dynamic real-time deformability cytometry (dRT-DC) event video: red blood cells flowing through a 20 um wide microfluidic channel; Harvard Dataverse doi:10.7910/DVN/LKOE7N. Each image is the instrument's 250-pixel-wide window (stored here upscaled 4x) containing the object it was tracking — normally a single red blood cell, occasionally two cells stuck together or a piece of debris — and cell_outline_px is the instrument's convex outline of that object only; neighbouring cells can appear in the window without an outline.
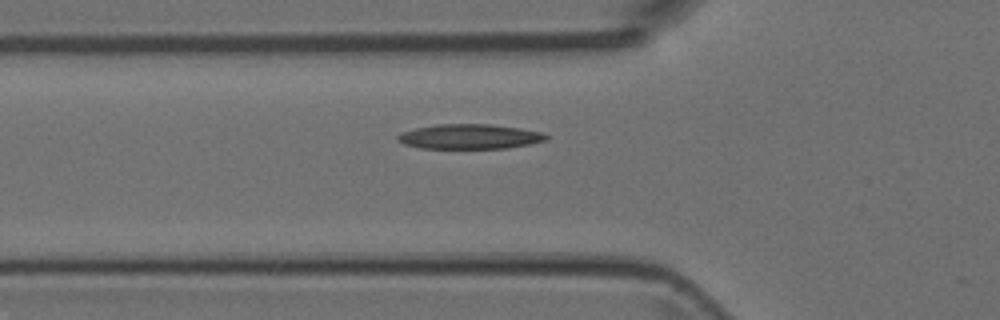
{"species": "Egyptian fruit bat (a non-hibernating species)", "species_latin": "Rousettus aegyptiacus", "temperature_condition": "room temperature", "stored_images_in_passage": 19, "camera_frame_rate_fps": 3000, "um_per_image_px": 0.085, "animal": {"sex": "female"}, "frame": {"image": 1, "passage_image": 3, "time_ms": 0.667, "image_size_px": [1000, 320], "cell_outline_px": [[548, 140], [508, 148], [420, 148], [404, 144], [396, 140], [396, 136], [400, 132], [416, 128], [436, 124], [488, 124], [520, 128], [544, 132], [548, 136]], "centroid_in_image_um": [39.9, 11.6], "position_along_channel_um": 85.9, "area_um2": 21.56}}
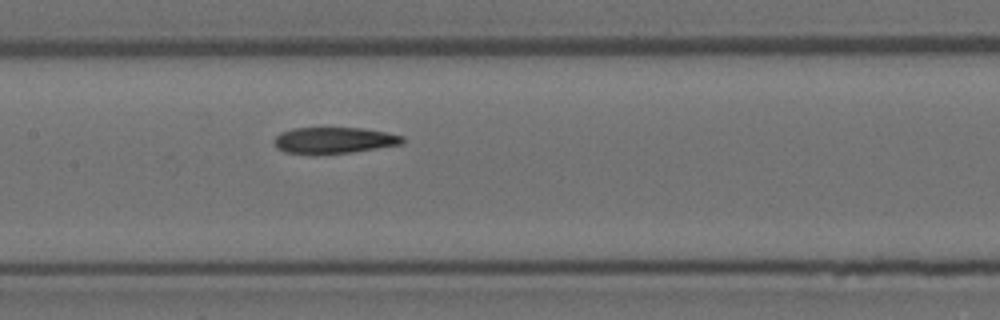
{"frame": {"image": 2, "passage_image": 10, "time_ms": 3.0, "image_size_px": [1000, 320], "cell_outline_px": [[404, 140], [400, 144], [352, 152], [284, 152], [276, 148], [272, 140], [280, 132], [292, 128], [364, 128], [404, 136]], "centroid_in_image_um": [28.36, 11.89], "position_along_channel_um": 179.0, "area_um2": 19.07}}
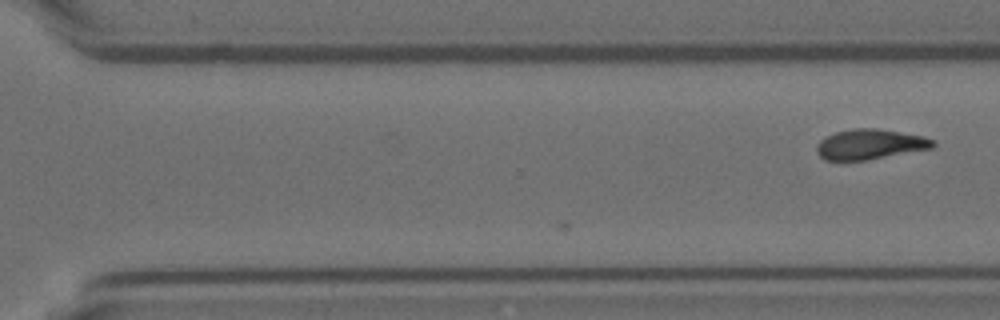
{"frame": {"image": 3, "passage_image": 19, "time_ms": 6.0, "image_size_px": [1000, 320], "cell_outline_px": [[936, 144], [932, 148], [868, 160], [824, 160], [816, 152], [816, 144], [820, 140], [836, 132], [856, 128], [876, 128], [924, 136], [936, 140]], "centroid_in_image_um": [73.96, 12.27], "position_along_channel_um": 296.6, "area_um2": 20.46}}